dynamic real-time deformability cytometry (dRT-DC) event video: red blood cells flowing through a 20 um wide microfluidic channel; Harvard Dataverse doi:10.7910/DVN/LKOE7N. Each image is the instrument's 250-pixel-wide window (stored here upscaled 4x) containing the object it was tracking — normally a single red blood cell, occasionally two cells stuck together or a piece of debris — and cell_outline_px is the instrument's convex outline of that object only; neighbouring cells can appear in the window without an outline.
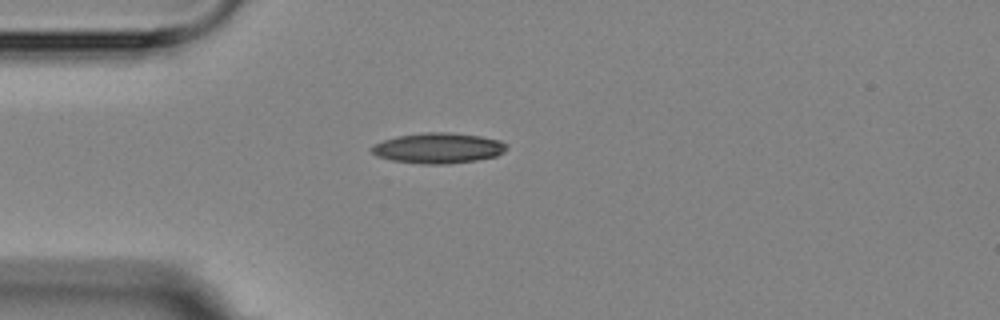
{"species": "Egyptian fruit bat (a non-hibernating species)", "species_latin": "Rousettus aegyptiacus", "temperature_condition": "room temperature", "stored_images_in_passage": 12, "camera_frame_rate_fps": 3000, "um_per_image_px": 0.085, "animal": {"sex": "female"}, "frame": {"image": 1, "passage_image": 1, "time_ms": 0.0, "image_size_px": [1000, 320], "cell_outline_px": [[508, 148], [504, 152], [496, 156], [476, 160], [448, 164], [424, 164], [392, 160], [376, 156], [368, 148], [384, 140], [396, 136], [424, 132], [448, 132], [480, 136], [500, 140]], "centroid_in_image_um": [37.24, 12.58], "position_along_channel_um": 47.8, "area_um2": 23.93}}
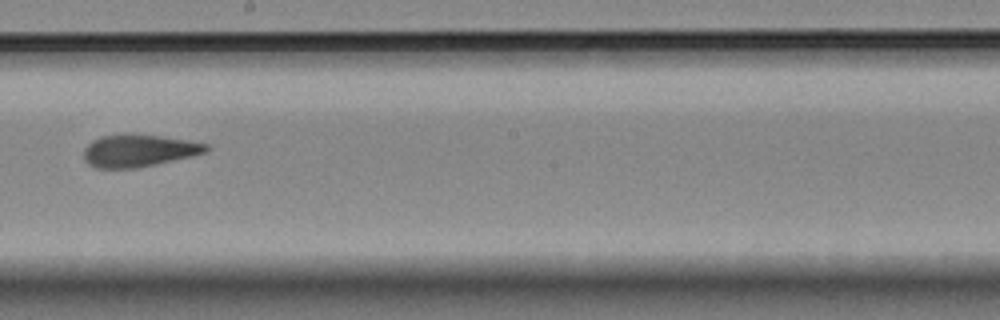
{"frame": {"image": 2, "passage_image": 6, "time_ms": 5.667, "image_size_px": [1000, 320], "cell_outline_px": [[212, 148], [208, 152], [192, 156], [140, 168], [96, 168], [88, 164], [84, 160], [84, 148], [92, 140], [100, 136], [124, 132], [160, 136], [188, 140], [208, 144]], "centroid_in_image_um": [11.8, 12.79], "position_along_channel_um": 236.4, "area_um2": 23.64}}
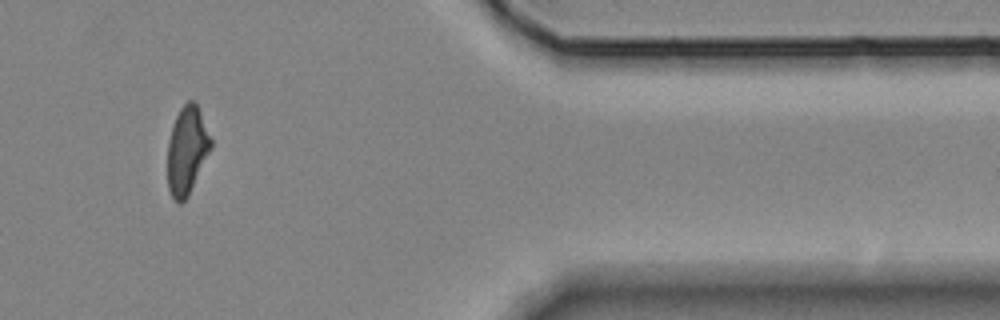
{"frame": {"image": 3, "passage_image": 10, "time_ms": 11.0, "image_size_px": [1000, 320], "cell_outline_px": [[212, 148], [188, 196], [180, 204], [172, 196], [168, 188], [168, 140], [172, 124], [180, 108], [188, 100], [196, 100], [212, 140]], "centroid_in_image_um": [15.9, 12.74], "position_along_channel_um": 395.5, "area_um2": 22.31}, "authors_computed_cell_mechanics": {"area_um2": 23.3512, "velocity_mm_per_s": 3.5458, "shape_relaxation_time_tau1_ms": 7.0542, "shape_relaxation_time_tau2_ms": 3.8622, "deformation_change_tau1": 0.173, "deformation_change_tau2": 0.1281}}